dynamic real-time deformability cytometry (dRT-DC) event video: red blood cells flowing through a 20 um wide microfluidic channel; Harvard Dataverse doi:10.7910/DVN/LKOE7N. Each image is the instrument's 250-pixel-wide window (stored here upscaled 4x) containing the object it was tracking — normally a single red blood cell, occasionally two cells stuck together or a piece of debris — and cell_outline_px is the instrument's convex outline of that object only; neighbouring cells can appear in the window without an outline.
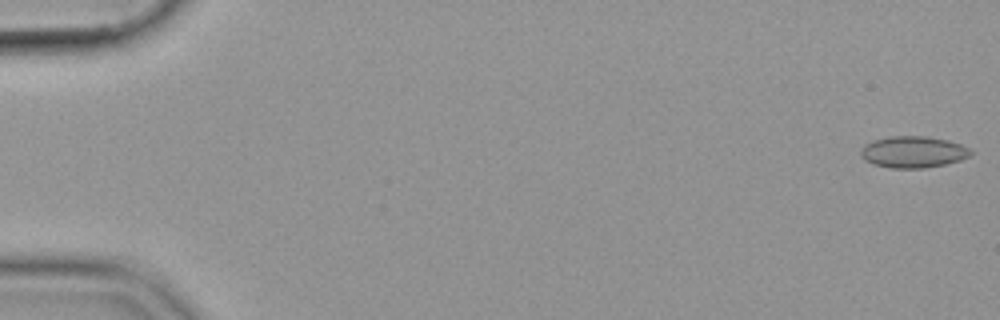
{"species": "common noctule bat (a hibernating species)", "species_latin": "Nyctalus noctula", "temperature_condition": "cold", "stored_images_in_passage": 55, "camera_frame_rate_fps": 3000, "um_per_image_px": 0.085, "animal": {"sex": "female", "body_mass_g": 19.9}, "frame": {"image": 1, "passage_image": 1, "time_ms": 0.0, "image_size_px": [1000, 320], "cell_outline_px": [[972, 152], [968, 156], [960, 160], [944, 164], [924, 168], [892, 168], [872, 164], [864, 160], [860, 156], [860, 152], [864, 144], [872, 140], [888, 136], [924, 136], [948, 140], [960, 144], [968, 148]], "centroid_in_image_um": [77.56, 12.91], "position_along_channel_um": 7.4, "area_um2": 20.23}}
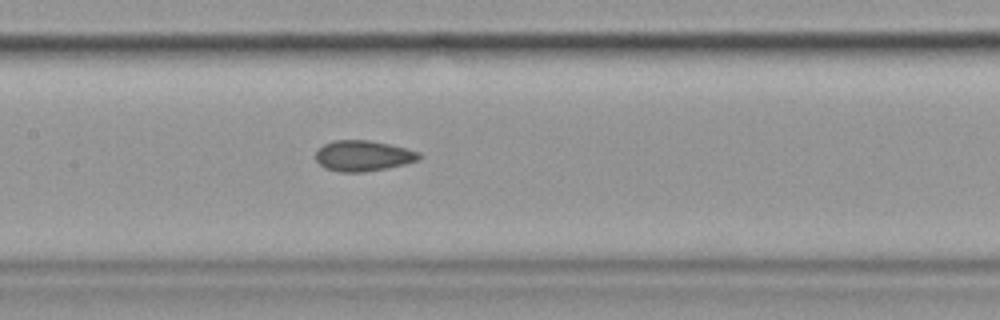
{"frame": {"image": 2, "passage_image": 27, "time_ms": 8.667, "image_size_px": [1000, 320], "cell_outline_px": [[420, 160], [404, 164], [364, 172], [340, 172], [324, 168], [316, 160], [316, 152], [324, 144], [332, 140], [368, 140], [388, 144], [420, 152]], "centroid_in_image_um": [30.84, 13.24], "position_along_channel_um": 176.6, "area_um2": 18.32}}
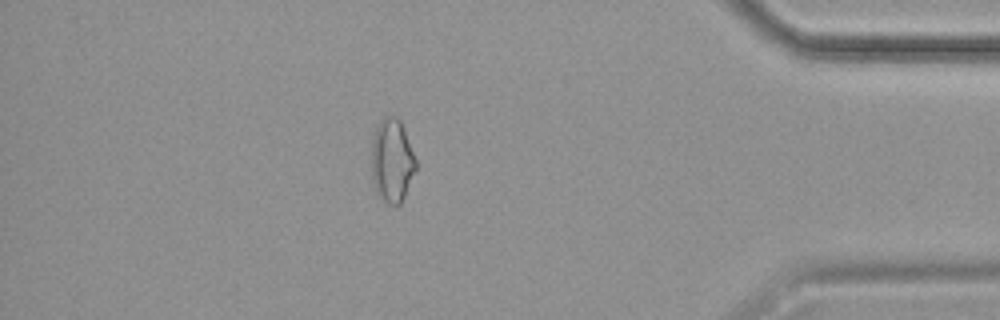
{"frame": {"image": 3, "passage_image": 48, "time_ms": 15.667, "image_size_px": [1000, 320], "cell_outline_px": [[416, 168], [404, 196], [400, 204], [388, 204], [376, 192], [372, 180], [372, 136], [380, 120], [384, 116], [396, 116], [400, 120], [404, 128], [416, 160]], "centroid_in_image_um": [33.31, 13.62], "position_along_channel_um": 401.9, "area_um2": 21.44}}